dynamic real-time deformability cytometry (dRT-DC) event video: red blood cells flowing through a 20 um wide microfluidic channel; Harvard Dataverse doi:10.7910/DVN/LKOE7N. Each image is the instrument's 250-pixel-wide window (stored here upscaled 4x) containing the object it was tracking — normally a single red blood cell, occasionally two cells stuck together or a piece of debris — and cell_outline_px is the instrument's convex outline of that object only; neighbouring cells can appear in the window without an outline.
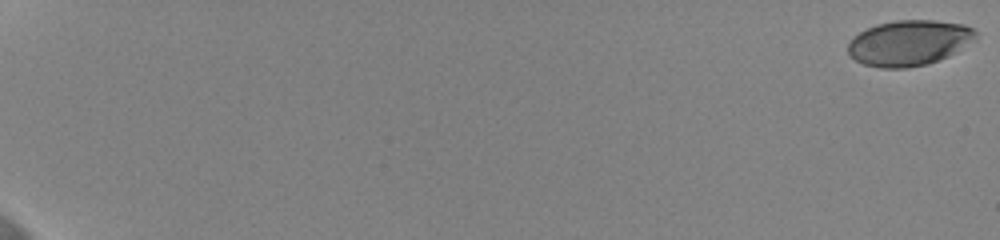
{"species": "human", "species_latin": "Homo sapiens", "temperature_condition": "cold", "stored_images_in_passage": 56, "camera_frame_rate_fps": 3000, "um_per_image_px": 0.085, "donor": {"sex": "female"}, "frame": {"image": 1, "passage_image": 1, "time_ms": 0.0, "image_size_px": [1000, 240], "cell_outline_px": [[976, 40], [948, 56], [928, 64], [908, 68], [880, 68], [864, 64], [856, 60], [848, 52], [848, 44], [860, 32], [876, 24], [896, 20], [932, 20], [964, 24], [972, 28], [976, 32]], "centroid_in_image_um": [77.3, 3.64], "position_along_channel_um": 7.7, "area_um2": 33.76}}
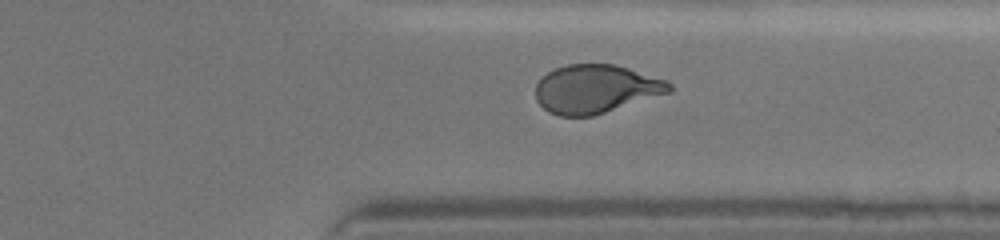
{"frame": {"image": 2, "passage_image": 49, "time_ms": 16.0, "image_size_px": [1000, 240], "cell_outline_px": [[672, 92], [592, 116], [560, 116], [548, 112], [536, 100], [536, 84], [548, 72], [556, 68], [568, 64], [616, 64], [668, 80], [672, 84]], "centroid_in_image_um": [50.68, 7.56], "position_along_channel_um": 360.7, "area_um2": 37.86}}
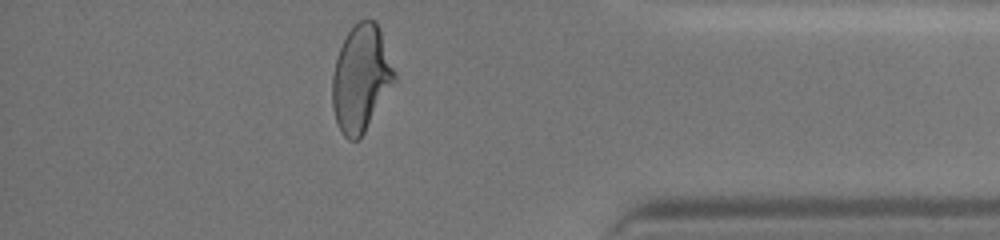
{"frame": {"image": 3, "passage_image": 54, "time_ms": 17.667, "image_size_px": [1000, 240], "cell_outline_px": [[396, 80], [360, 140], [348, 140], [344, 136], [336, 124], [332, 108], [332, 76], [336, 60], [340, 48], [348, 32], [360, 20], [368, 16], [376, 20], [380, 28], [396, 72]], "centroid_in_image_um": [30.69, 6.66], "position_along_channel_um": 404.5, "area_um2": 38.96}, "authors_computed_cell_mechanics": {"area_um2": 37.8012, "velocity_mm_per_s": 3.6451, "shape_relaxation_time_tau1_ms": 5.048, "shape_relaxation_time_tau2_ms": 1.0611, "deformation_change_tau1": 0.1768, "deformation_change_tau2": 0.0673}}